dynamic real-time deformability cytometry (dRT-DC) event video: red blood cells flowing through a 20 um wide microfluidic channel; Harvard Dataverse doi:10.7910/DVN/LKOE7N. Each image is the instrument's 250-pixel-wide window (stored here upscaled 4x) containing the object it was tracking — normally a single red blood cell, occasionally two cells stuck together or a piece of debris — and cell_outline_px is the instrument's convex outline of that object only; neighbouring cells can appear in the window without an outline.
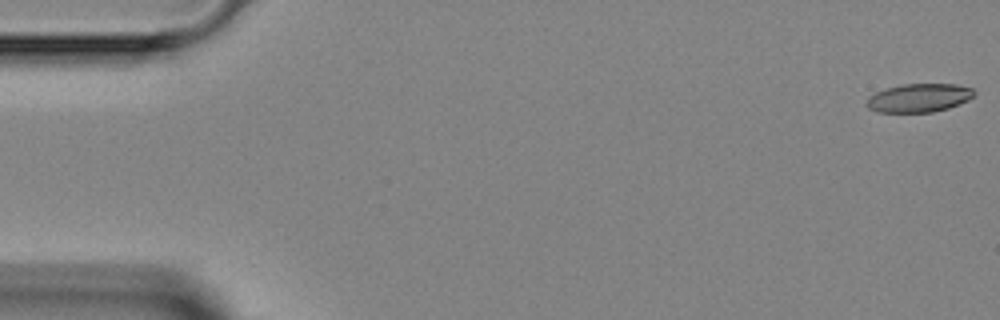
{"species": "Egyptian fruit bat (a non-hibernating species)", "species_latin": "Rousettus aegyptiacus", "temperature_condition": "room temperature", "stored_images_in_passage": 3, "camera_frame_rate_fps": 3000, "um_per_image_px": 0.085, "animal": {"sex": "female"}, "frame": {"image": 1, "passage_image": 1, "time_ms": 0.0, "image_size_px": [1000, 320], "cell_outline_px": [[976, 92], [968, 100], [948, 108], [932, 112], [876, 112], [868, 108], [868, 96], [876, 92], [888, 88], [904, 84], [956, 84], [972, 88]], "centroid_in_image_um": [78.12, 8.32], "position_along_channel_um": 6.9, "area_um2": 17.69}}
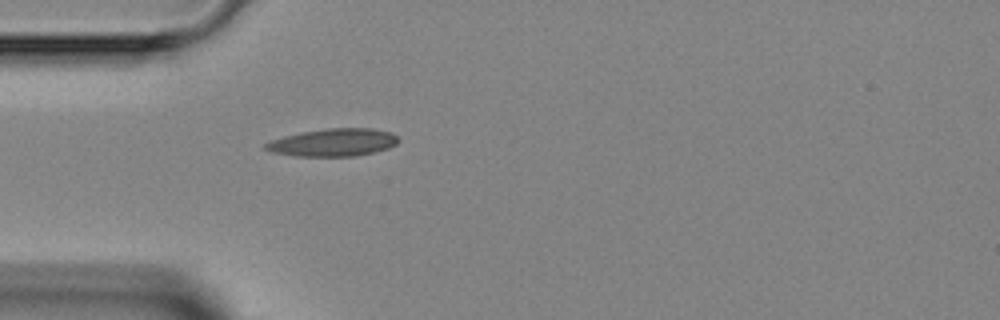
{"frame": {"image": 2, "passage_image": 3, "time_ms": 4.333, "image_size_px": [1000, 320], "cell_outline_px": [[400, 140], [396, 144], [388, 148], [356, 156], [296, 156], [272, 152], [264, 148], [264, 144], [272, 140], [284, 136], [300, 132], [324, 128], [372, 128], [392, 132]], "centroid_in_image_um": [28.33, 12.1], "position_along_channel_um": 56.7, "area_um2": 21.44}}